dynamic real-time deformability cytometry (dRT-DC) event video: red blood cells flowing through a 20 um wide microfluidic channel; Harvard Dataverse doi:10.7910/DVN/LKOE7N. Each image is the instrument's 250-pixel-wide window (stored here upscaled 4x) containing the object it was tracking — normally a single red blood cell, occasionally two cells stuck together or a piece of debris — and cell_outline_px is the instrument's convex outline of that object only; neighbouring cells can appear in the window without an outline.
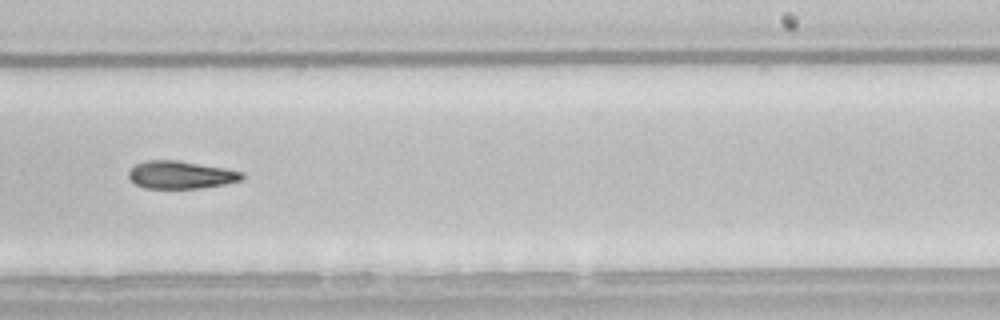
{"species": "common noctule bat (a hibernating species)", "species_latin": "Nyctalus noctula", "temperature_condition": "room temperature", "stored_images_in_passage": 20, "camera_frame_rate_fps": 3000, "um_per_image_px": 0.085, "animal": {"sex": "male", "body_mass_g": 21.5, "forearm_length_mm": 52.0}, "frame": {"image": 1, "passage_image": 17, "time_ms": 5.333, "image_size_px": [1000, 320], "cell_outline_px": [[244, 176], [240, 180], [224, 184], [200, 188], [144, 188], [136, 184], [128, 176], [128, 172], [136, 164], [144, 160], [176, 160], [224, 168], [244, 172]], "centroid_in_image_um": [15.35, 14.86], "position_along_channel_um": 273.7, "area_um2": 18.15}}